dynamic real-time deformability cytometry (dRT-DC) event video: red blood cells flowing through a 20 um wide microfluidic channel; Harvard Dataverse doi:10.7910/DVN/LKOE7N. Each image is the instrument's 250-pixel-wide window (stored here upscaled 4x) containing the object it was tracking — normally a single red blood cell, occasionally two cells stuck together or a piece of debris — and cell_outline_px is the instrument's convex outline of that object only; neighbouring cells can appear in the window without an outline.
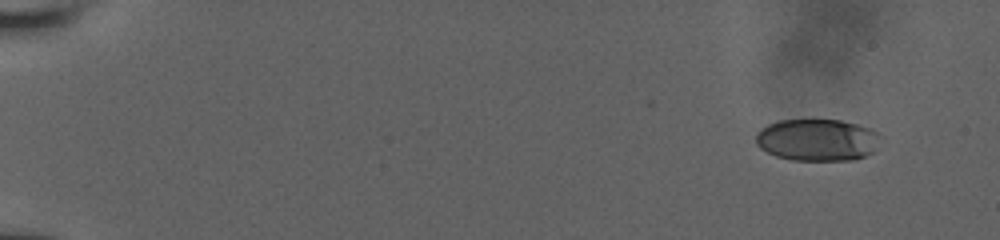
{"species": "human", "species_latin": "Homo sapiens", "temperature_condition": "room temperature", "stored_images_in_passage": 45, "camera_frame_rate_fps": 3000, "um_per_image_px": 0.085, "donor": {"sex": "male"}, "frame": {"image": 1, "passage_image": 1, "time_ms": 0.0, "image_size_px": [1000, 240], "cell_outline_px": [[884, 136], [876, 148], [872, 152], [856, 160], [792, 160], [776, 156], [760, 148], [756, 144], [756, 132], [760, 128], [768, 124], [780, 120], [840, 120], [856, 124], [868, 128]], "centroid_in_image_um": [69.48, 11.89], "position_along_channel_um": 15.5, "area_um2": 30.69}}
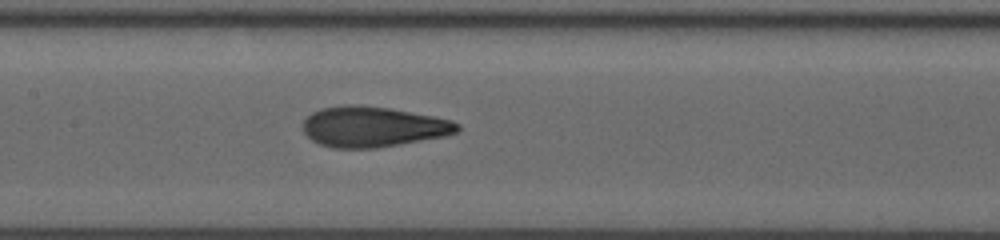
{"frame": {"image": 2, "passage_image": 26, "time_ms": 8.333, "image_size_px": [1000, 240], "cell_outline_px": [[460, 128], [456, 132], [444, 136], [376, 148], [332, 148], [320, 144], [312, 140], [304, 132], [304, 120], [312, 112], [320, 108], [344, 104], [360, 104], [392, 108], [452, 120], [460, 124]], "centroid_in_image_um": [31.69, 10.76], "position_along_channel_um": 175.7, "area_um2": 36.47}}
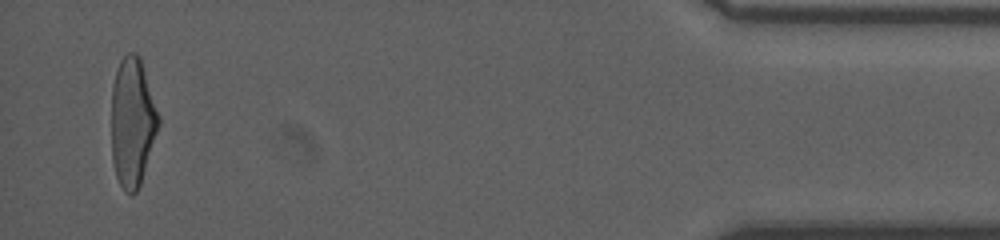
{"frame": {"image": 3, "passage_image": 45, "time_ms": 16.333, "image_size_px": [1000, 240], "cell_outline_px": [[160, 124], [140, 184], [136, 192], [132, 196], [124, 192], [116, 176], [112, 160], [112, 84], [120, 60], [128, 52], [136, 52], [140, 56], [160, 116]], "centroid_in_image_um": [11.26, 10.38], "position_along_channel_um": 423.9, "area_um2": 35.6}}